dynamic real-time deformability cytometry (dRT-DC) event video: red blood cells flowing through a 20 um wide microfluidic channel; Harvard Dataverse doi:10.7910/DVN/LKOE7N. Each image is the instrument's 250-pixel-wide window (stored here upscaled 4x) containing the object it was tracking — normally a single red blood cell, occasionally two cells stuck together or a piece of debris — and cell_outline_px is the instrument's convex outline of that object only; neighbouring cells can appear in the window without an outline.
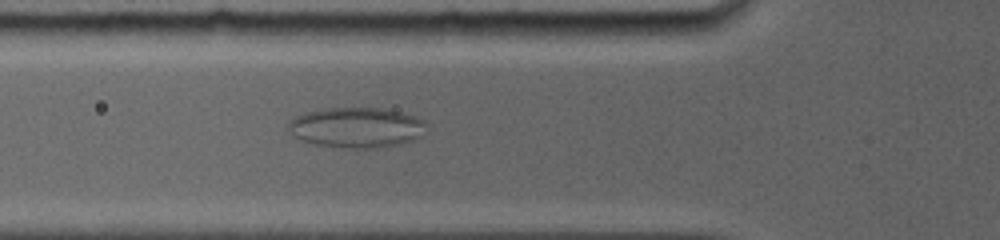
{"species": "common noctule bat (a hibernating species)", "species_latin": "Nyctalus noctula", "temperature_condition": "room temperature", "stored_images_in_passage": 41, "camera_frame_rate_fps": 5000, "um_per_image_px": 0.085, "animal": {"sex": "female", "body_mass_g": 19.0, "forearm_length_mm": 56.7}, "frame": {"image": 1, "passage_image": 11, "time_ms": 2.6, "image_size_px": [1000, 240], "cell_outline_px": [[428, 124], [424, 136], [400, 144], [376, 148], [348, 148], [312, 144], [300, 140], [288, 132], [288, 120], [296, 116], [308, 112], [324, 108], [384, 108], [416, 116], [424, 120]], "centroid_in_image_um": [30.32, 10.84], "position_along_channel_um": 95.5, "area_um2": 32.89}}
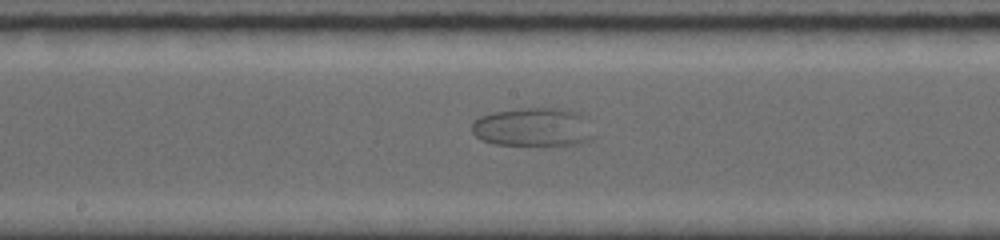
{"frame": {"image": 2, "passage_image": 18, "time_ms": 5.6, "image_size_px": [1000, 240], "cell_outline_px": [[596, 136], [592, 140], [580, 144], [492, 144], [480, 140], [472, 132], [472, 120], [480, 116], [492, 112], [520, 108], [568, 108], [580, 112], [584, 116]], "centroid_in_image_um": [45.34, 10.79], "position_along_channel_um": 202.9, "area_um2": 27.86}}
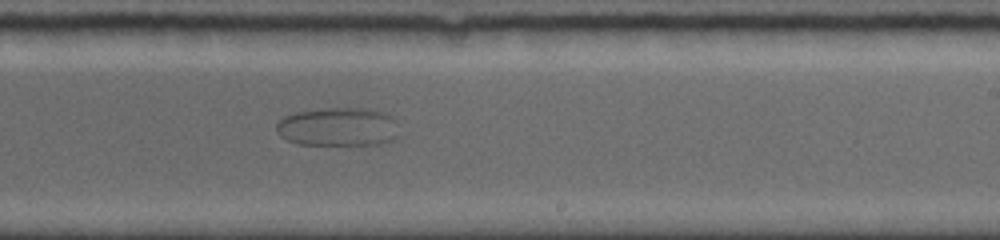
{"frame": {"image": 3, "passage_image": 24, "time_ms": 7.2, "image_size_px": [1000, 240], "cell_outline_px": [[400, 136], [392, 140], [380, 144], [296, 144], [280, 136], [276, 132], [276, 124], [284, 116], [296, 112], [328, 108], [360, 108], [384, 112], [392, 116], [396, 120]], "centroid_in_image_um": [28.76, 10.78], "position_along_channel_um": 260.2, "area_um2": 27.74}}